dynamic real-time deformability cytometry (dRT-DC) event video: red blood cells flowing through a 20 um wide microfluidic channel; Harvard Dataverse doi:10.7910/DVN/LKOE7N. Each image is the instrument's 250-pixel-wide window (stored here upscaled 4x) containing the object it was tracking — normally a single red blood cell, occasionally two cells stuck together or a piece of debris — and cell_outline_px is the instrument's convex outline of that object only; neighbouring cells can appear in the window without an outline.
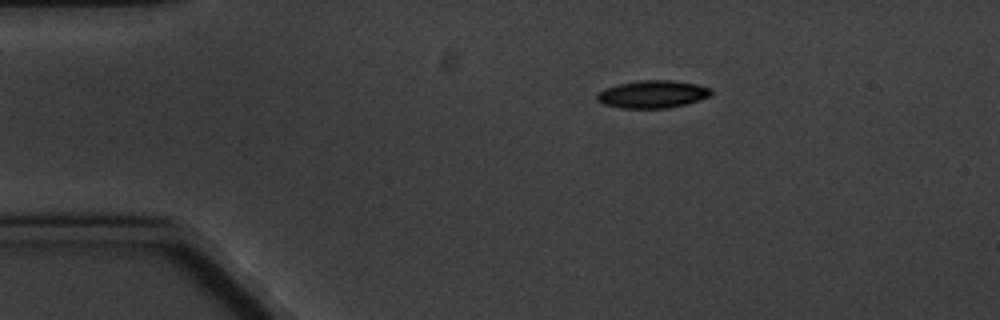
{"species": "common noctule bat (a hibernating species)", "species_latin": "Nyctalus noctula", "temperature_condition": "cold", "stored_images_in_passage": 6, "camera_frame_rate_fps": 3000, "um_per_image_px": 0.085, "animal": {"sex": "male", "body_mass_g": 20.1, "forearm_length_mm": 53.5}, "frame": {"image": 1, "passage_image": 6, "time_ms": 6.667, "image_size_px": [1000, 320], "cell_outline_px": [[712, 92], [708, 96], [700, 100], [668, 108], [620, 108], [604, 104], [596, 100], [596, 92], [604, 88], [620, 84], [644, 80], [672, 80], [696, 84], [712, 88]], "centroid_in_image_um": [55.44, 8.01], "position_along_channel_um": 29.6, "area_um2": 18.32}}